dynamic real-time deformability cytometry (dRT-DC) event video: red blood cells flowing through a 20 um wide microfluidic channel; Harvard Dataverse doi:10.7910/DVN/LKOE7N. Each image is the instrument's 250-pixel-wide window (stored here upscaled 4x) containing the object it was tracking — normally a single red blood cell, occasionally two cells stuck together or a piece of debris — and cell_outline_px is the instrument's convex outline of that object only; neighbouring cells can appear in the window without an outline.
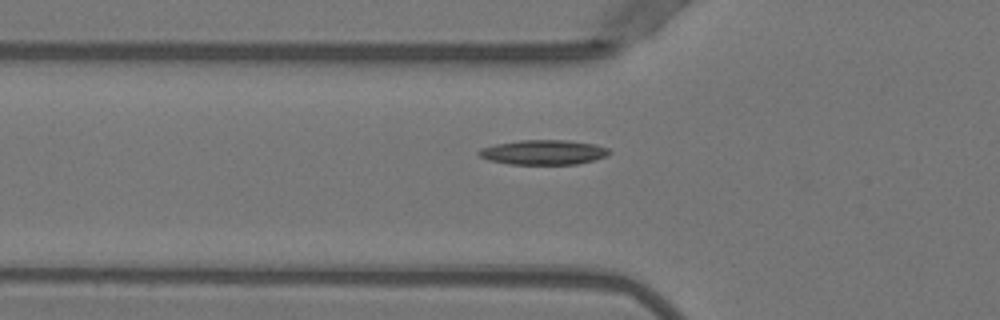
{"species": "Egyptian fruit bat (a non-hibernating species)", "species_latin": "Rousettus aegyptiacus", "temperature_condition": "warm", "stored_images_in_passage": 37, "camera_frame_rate_fps": 3000, "um_per_image_px": 0.085, "animal": {"sex": "female"}, "frame": {"image": 1, "passage_image": 4, "time_ms": 1.0, "image_size_px": [1000, 320], "cell_outline_px": [[612, 152], [604, 156], [592, 160], [576, 164], [508, 164], [488, 160], [480, 156], [476, 152], [480, 148], [496, 144], [520, 140], [568, 140], [596, 144], [608, 148]], "centroid_in_image_um": [46.17, 12.94], "position_along_channel_um": 79.6, "area_um2": 18.79}}
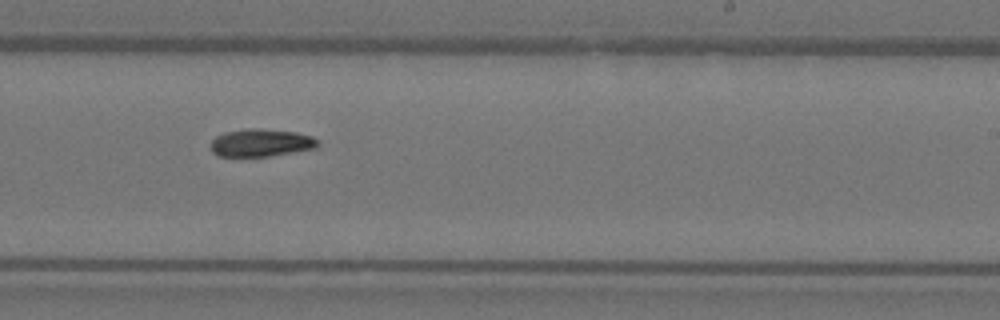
{"frame": {"image": 2, "passage_image": 18, "time_ms": 5.667, "image_size_px": [1000, 320], "cell_outline_px": [[320, 144], [316, 148], [268, 156], [220, 156], [212, 152], [212, 140], [216, 136], [224, 132], [244, 128], [260, 128], [296, 132], [312, 136], [320, 140]], "centroid_in_image_um": [22.22, 12.12], "position_along_channel_um": 266.8, "area_um2": 17.34}}
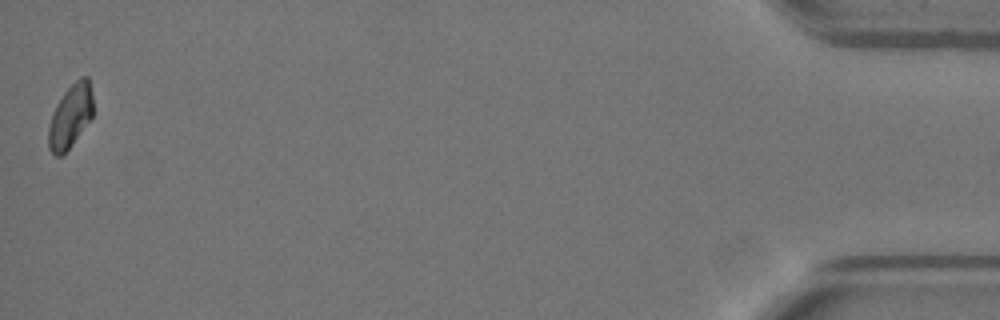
{"frame": {"image": 3, "passage_image": 37, "time_ms": 12.0, "image_size_px": [1000, 320], "cell_outline_px": [[92, 116], [64, 156], [56, 156], [48, 148], [48, 128], [56, 104], [64, 92], [80, 76], [88, 76], [92, 92]], "centroid_in_image_um": [5.97, 9.89], "position_along_channel_um": 429.2, "area_um2": 16.42}}